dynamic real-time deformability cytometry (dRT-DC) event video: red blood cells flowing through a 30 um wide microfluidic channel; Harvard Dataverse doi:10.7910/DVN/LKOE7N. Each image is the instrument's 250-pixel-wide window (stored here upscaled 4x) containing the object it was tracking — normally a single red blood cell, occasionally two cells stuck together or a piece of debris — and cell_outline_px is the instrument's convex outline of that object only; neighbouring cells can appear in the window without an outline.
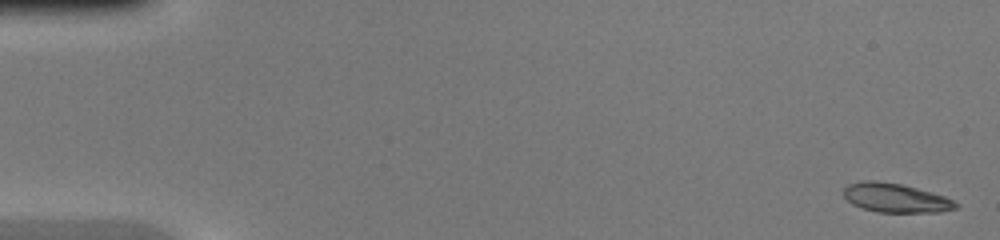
{"species": "common noctule bat (a hibernating species)", "species_latin": "Nyctalus noctula", "temperature_condition": "warm", "stored_images_in_passage": 40, "camera_frame_rate_fps": 3000, "um_per_image_px": 0.085, "animal": {"sex": "female", "body_mass_g": 20.0, "forearm_length_mm": 54.0}, "frame": {"image": 1, "passage_image": 1, "time_ms": 0.0, "image_size_px": [1000, 240], "cell_outline_px": [[960, 204], [956, 208], [940, 212], [876, 212], [852, 204], [844, 196], [844, 188], [848, 184], [860, 180], [876, 180], [900, 184], [916, 188], [944, 196]], "centroid_in_image_um": [76.11, 16.81], "position_along_channel_um": 8.9, "area_um2": 18.9}}
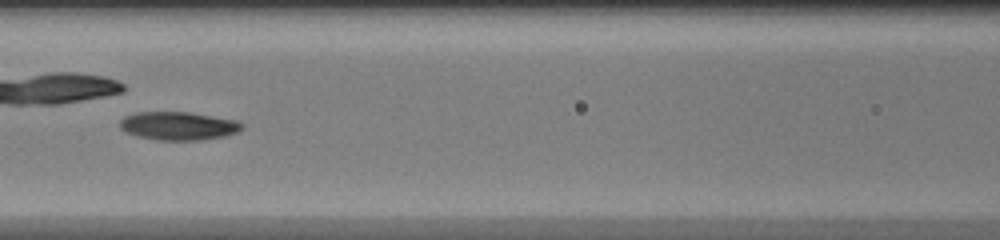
{"frame": {"image": 2, "passage_image": 21, "time_ms": 6.667, "image_size_px": [1000, 240], "cell_outline_px": [[244, 128], [236, 132], [224, 136], [200, 140], [156, 140], [136, 136], [124, 132], [120, 128], [120, 120], [124, 116], [136, 112], [188, 112], [236, 120], [244, 124]], "centroid_in_image_um": [15.13, 10.7], "position_along_channel_um": 151.5, "area_um2": 20.23}}
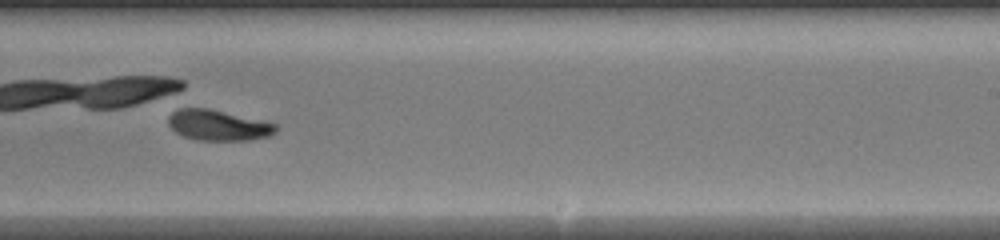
{"frame": {"image": 3, "passage_image": 29, "time_ms": 9.333, "image_size_px": [1000, 240], "cell_outline_px": [[276, 132], [268, 136], [248, 140], [196, 140], [184, 136], [176, 132], [168, 124], [168, 116], [180, 104], [184, 104], [208, 108], [276, 124]], "centroid_in_image_um": [18.42, 10.6], "position_along_channel_um": 270.6, "area_um2": 19.48}}